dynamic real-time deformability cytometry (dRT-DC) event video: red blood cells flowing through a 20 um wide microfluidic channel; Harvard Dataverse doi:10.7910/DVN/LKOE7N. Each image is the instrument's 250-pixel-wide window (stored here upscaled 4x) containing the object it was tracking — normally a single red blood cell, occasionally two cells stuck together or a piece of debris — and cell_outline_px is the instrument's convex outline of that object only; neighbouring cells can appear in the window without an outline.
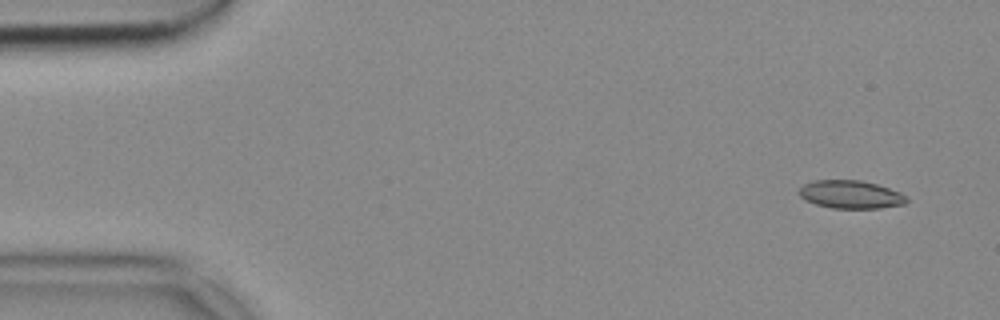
{"species": "common noctule bat (a hibernating species)", "species_latin": "Nyctalus noctula", "temperature_condition": "cold", "stored_images_in_passage": 51, "camera_frame_rate_fps": 3000, "um_per_image_px": 0.085, "animal": {"sex": "female", "body_mass_g": 18.4}, "frame": {"image": 1, "passage_image": 1, "time_ms": 0.0, "image_size_px": [1000, 320], "cell_outline_px": [[908, 200], [904, 204], [880, 208], [832, 208], [816, 204], [804, 200], [796, 192], [804, 184], [812, 180], [860, 180], [876, 184], [900, 192], [908, 196]], "centroid_in_image_um": [72.28, 16.53], "position_along_channel_um": 12.7, "area_um2": 17.69}}
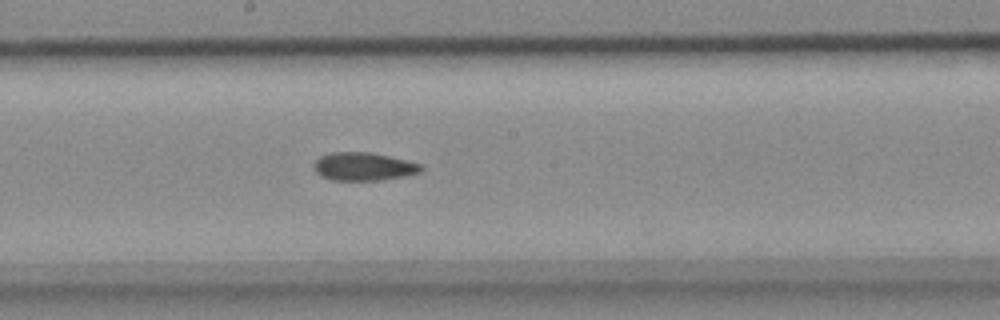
{"frame": {"image": 2, "passage_image": 26, "time_ms": 8.333, "image_size_px": [1000, 320], "cell_outline_px": [[424, 168], [420, 172], [408, 176], [380, 180], [332, 180], [320, 176], [316, 172], [312, 164], [320, 156], [332, 152], [372, 152], [408, 160], [424, 164]], "centroid_in_image_um": [30.95, 14.15], "position_along_channel_um": 217.3, "area_um2": 17.92}}
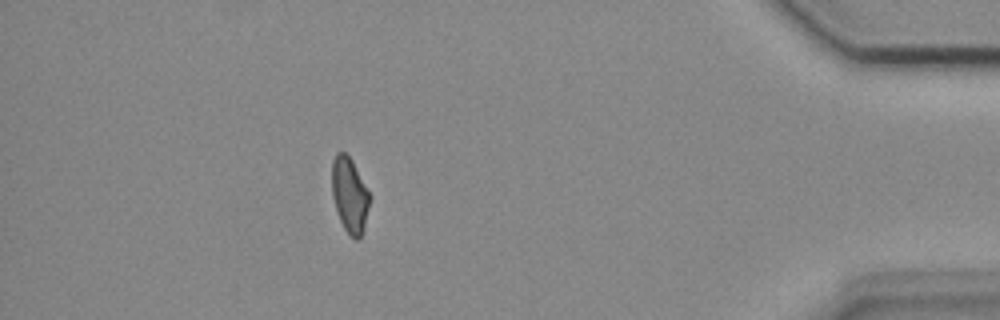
{"frame": {"image": 3, "passage_image": 45, "time_ms": 14.667, "image_size_px": [1000, 320], "cell_outline_px": [[372, 196], [364, 228], [360, 236], [356, 240], [344, 228], [340, 220], [332, 196], [332, 160], [336, 152], [344, 152], [352, 160]], "centroid_in_image_um": [29.74, 16.54], "position_along_channel_um": 405.5, "area_um2": 16.59}}